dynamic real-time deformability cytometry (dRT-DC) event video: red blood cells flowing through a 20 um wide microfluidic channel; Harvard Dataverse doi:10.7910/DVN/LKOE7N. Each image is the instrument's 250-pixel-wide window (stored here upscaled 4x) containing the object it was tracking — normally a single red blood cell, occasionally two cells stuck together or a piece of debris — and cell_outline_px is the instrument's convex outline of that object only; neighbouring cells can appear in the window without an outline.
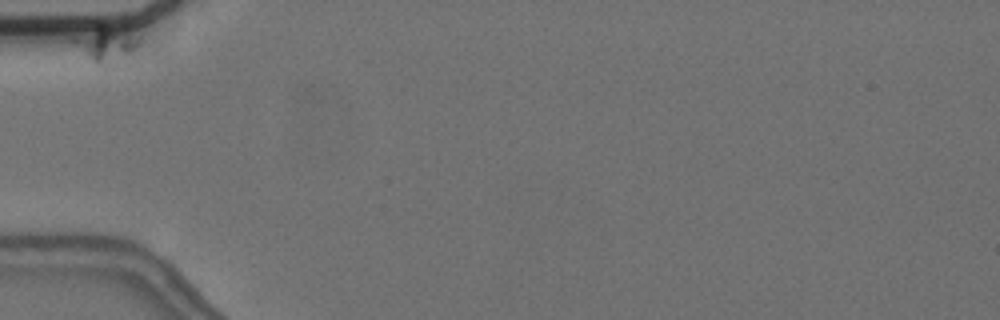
{"species": "common noctule bat (a hibernating species)", "species_latin": "Nyctalus noctula", "temperature_condition": "cold", "stored_images_in_passage": 3, "camera_frame_rate_fps": 3000, "um_per_image_px": 0.085, "animal": {"sex": "female", "body_mass_g": 24.6, "forearm_length_mm": 56.2}, "frame": {"image": 1, "passage_image": 1, "time_ms": 0.0, "image_size_px": [1000, 320], "cell_outline_px": [[140, 40], [128, 52], [104, 68], [100, 68], [68, 40], [68, 36], [96, 24], [100, 24], [124, 32]], "centroid_in_image_um": [8.75, 3.73], "position_along_channel_um": 76.3, "area_um2": 13.06}}